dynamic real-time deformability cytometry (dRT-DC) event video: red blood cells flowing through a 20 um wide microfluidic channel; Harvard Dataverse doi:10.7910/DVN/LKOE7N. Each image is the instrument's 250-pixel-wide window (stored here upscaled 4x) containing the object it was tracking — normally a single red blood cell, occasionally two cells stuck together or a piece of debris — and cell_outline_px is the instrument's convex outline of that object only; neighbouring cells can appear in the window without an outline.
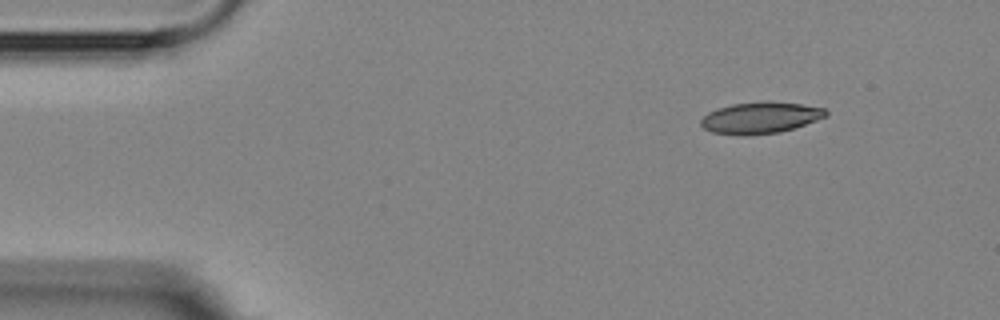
{"species": "Egyptian fruit bat (a non-hibernating species)", "species_latin": "Rousettus aegyptiacus", "temperature_condition": "room temperature", "stored_images_in_passage": 5, "segment_of_instrument_passage": [2, 2], "camera_frame_rate_fps": 3000, "um_per_image_px": 0.085, "animal": {"sex": "female"}, "frame": {"image": 1, "passage_image": 5, "time_ms": 7.667, "image_size_px": [1000, 320], "cell_outline_px": [[828, 116], [780, 132], [712, 132], [704, 128], [700, 124], [700, 120], [708, 112], [716, 108], [732, 104], [768, 100], [800, 104], [824, 108], [828, 112]], "centroid_in_image_um": [64.66, 9.94], "position_along_channel_um": 20.3, "area_um2": 22.02}}